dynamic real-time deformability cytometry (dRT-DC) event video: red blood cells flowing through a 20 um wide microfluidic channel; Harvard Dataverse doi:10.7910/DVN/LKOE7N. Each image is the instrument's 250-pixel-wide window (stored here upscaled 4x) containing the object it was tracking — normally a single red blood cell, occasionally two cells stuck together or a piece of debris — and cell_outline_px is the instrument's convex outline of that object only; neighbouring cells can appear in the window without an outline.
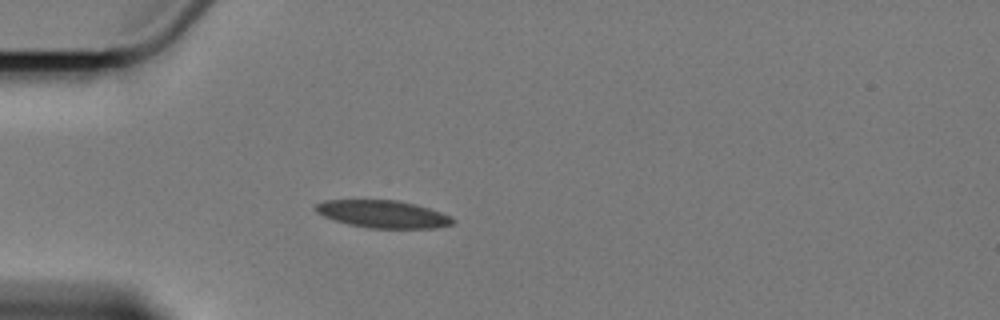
{"species": "Egyptian fruit bat (a non-hibernating species)", "species_latin": "Rousettus aegyptiacus", "temperature_condition": "cold", "stored_images_in_passage": 6, "camera_frame_rate_fps": 3000, "um_per_image_px": 0.085, "animal": {"sex": "female"}, "frame": {"image": 1, "passage_image": 6, "time_ms": 5.667, "image_size_px": [1000, 320], "cell_outline_px": [[456, 220], [452, 224], [436, 228], [368, 228], [348, 224], [324, 216], [316, 212], [316, 204], [324, 200], [396, 200], [416, 204], [440, 212]], "centroid_in_image_um": [32.55, 18.2], "position_along_channel_um": 52.5, "area_um2": 21.79}}